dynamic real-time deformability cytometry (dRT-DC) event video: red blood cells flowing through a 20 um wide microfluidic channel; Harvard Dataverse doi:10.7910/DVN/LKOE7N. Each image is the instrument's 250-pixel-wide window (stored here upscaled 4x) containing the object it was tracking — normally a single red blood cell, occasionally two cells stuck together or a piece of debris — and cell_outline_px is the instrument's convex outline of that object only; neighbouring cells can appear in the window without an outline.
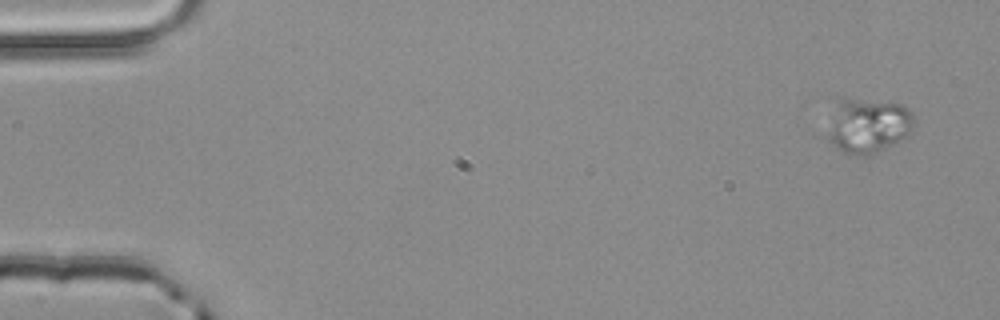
{"species": "common noctule bat (a hibernating species)", "species_latin": "Nyctalus noctula", "temperature_condition": "room temperature", "stored_images_in_passage": 5, "camera_frame_rate_fps": 3000, "um_per_image_px": 0.085, "animal": {"sex": "male", "body_mass_g": 20.4}, "frame": {"image": 1, "passage_image": 1, "time_ms": 0.0, "image_size_px": [1000, 320], "cell_outline_px": [[916, 116], [912, 128], [904, 136], [892, 144], [876, 152], [856, 156], [844, 152], [832, 144], [828, 140], [828, 136], [840, 100], [856, 100], [900, 104], [908, 108]], "centroid_in_image_um": [73.86, 10.71], "position_along_channel_um": 11.1, "area_um2": 26.13}}
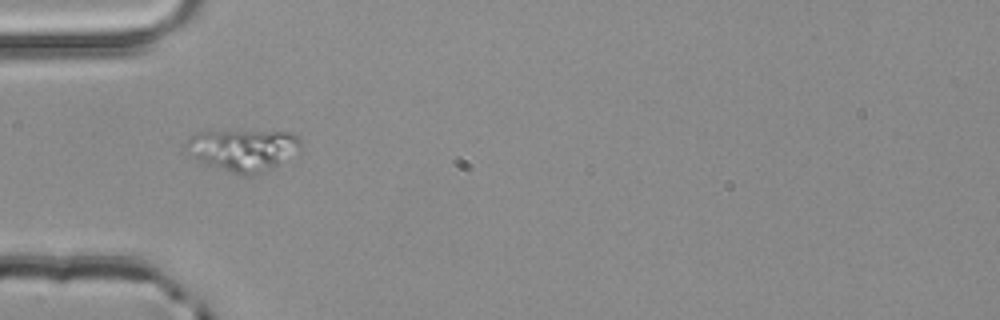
{"frame": {"image": 2, "passage_image": 4, "time_ms": 1.0, "image_size_px": [1000, 320], "cell_outline_px": [[300, 152], [252, 176], [244, 176], [232, 172], [192, 156], [184, 148], [184, 144], [196, 132], [292, 132], [300, 136]], "centroid_in_image_um": [20.7, 12.72], "position_along_channel_um": 64.3, "area_um2": 27.05}}